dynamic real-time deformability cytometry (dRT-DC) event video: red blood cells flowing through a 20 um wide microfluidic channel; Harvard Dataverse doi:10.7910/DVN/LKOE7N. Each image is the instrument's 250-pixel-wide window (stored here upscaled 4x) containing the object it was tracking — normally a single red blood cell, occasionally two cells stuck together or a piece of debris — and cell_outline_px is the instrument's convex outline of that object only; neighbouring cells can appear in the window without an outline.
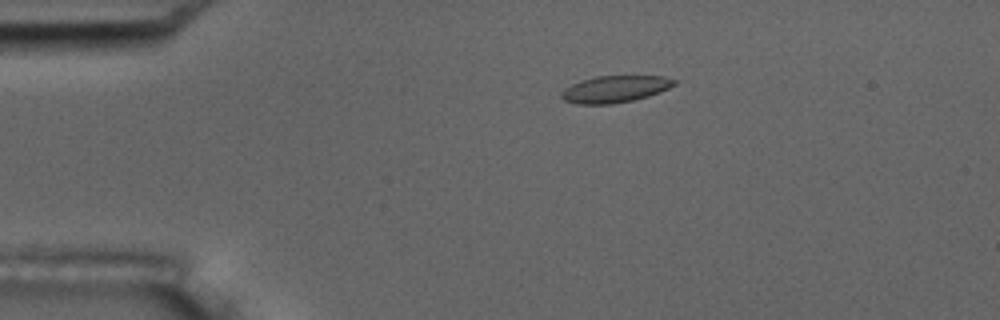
{"species": "common noctule bat (a hibernating species)", "species_latin": "Nyctalus noctula", "temperature_condition": "room temperature", "stored_images_in_passage": 4, "camera_frame_rate_fps": 3000, "um_per_image_px": 0.085, "animal": {"sex": "male", "body_mass_g": 17.5, "forearm_length_mm": 52.3}, "frame": {"image": 1, "passage_image": 3, "time_ms": 3.333, "image_size_px": [1000, 320], "cell_outline_px": [[676, 84], [660, 92], [648, 96], [632, 100], [612, 104], [576, 104], [564, 100], [560, 96], [560, 92], [564, 88], [580, 80], [596, 76], [664, 76], [676, 80]], "centroid_in_image_um": [52.24, 7.57], "position_along_channel_um": 32.8, "area_um2": 17.69}}